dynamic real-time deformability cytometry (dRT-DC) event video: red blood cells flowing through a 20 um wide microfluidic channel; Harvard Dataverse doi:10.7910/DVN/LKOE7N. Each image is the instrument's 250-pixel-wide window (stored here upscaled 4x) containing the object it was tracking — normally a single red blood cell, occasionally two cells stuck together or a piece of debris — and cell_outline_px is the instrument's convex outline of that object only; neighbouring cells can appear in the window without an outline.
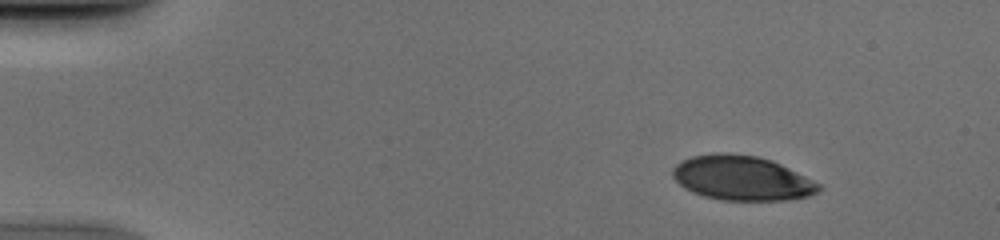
{"species": "human", "species_latin": "Homo sapiens", "temperature_condition": "cold", "stored_images_in_passage": 52, "camera_frame_rate_fps": 3000, "um_per_image_px": 0.085, "donor": {"sex": "male"}, "frame": {"image": 1, "passage_image": 7, "time_ms": 2.0, "image_size_px": [1000, 240], "cell_outline_px": [[820, 188], [816, 192], [808, 196], [788, 200], [720, 200], [704, 196], [692, 192], [684, 188], [672, 176], [672, 168], [680, 160], [692, 156], [716, 152], [724, 152], [756, 156], [772, 160], [820, 184]], "centroid_in_image_um": [63.0, 15.13], "position_along_channel_um": 22.0, "area_um2": 37.86}}
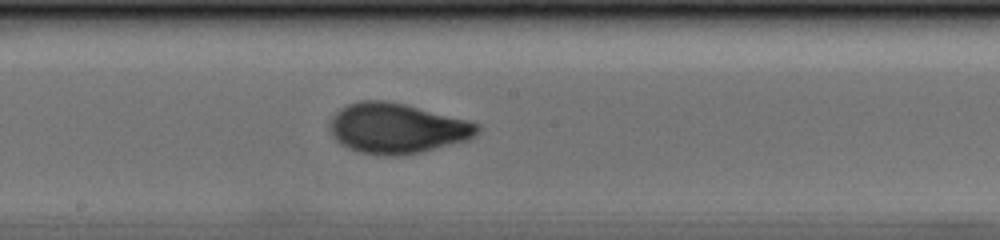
{"frame": {"image": 2, "passage_image": 29, "time_ms": 9.333, "image_size_px": [1000, 240], "cell_outline_px": [[480, 132], [476, 136], [468, 140], [420, 152], [396, 156], [384, 156], [360, 152], [348, 148], [340, 144], [336, 140], [332, 132], [332, 116], [340, 108], [348, 104], [360, 100], [384, 100], [404, 104], [468, 120], [480, 124]], "centroid_in_image_um": [33.77, 10.91], "position_along_channel_um": 214.4, "area_um2": 43.0}}
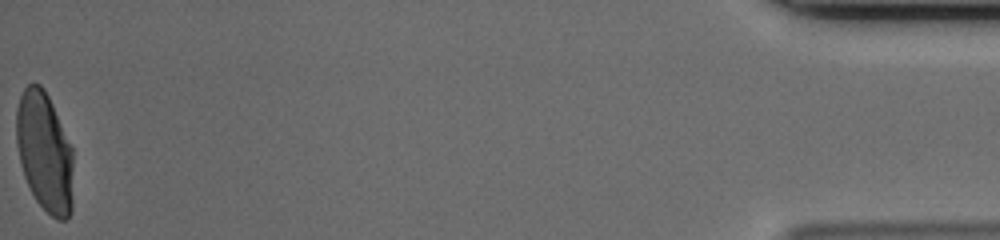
{"frame": {"image": 3, "passage_image": 52, "time_ms": 17.0, "image_size_px": [1000, 240], "cell_outline_px": [[72, 212], [64, 220], [56, 220], [36, 200], [24, 176], [20, 164], [16, 144], [16, 108], [20, 96], [24, 88], [28, 84], [40, 84], [44, 88], [52, 104], [72, 148]], "centroid_in_image_um": [3.77, 12.91], "position_along_channel_um": 431.4, "area_um2": 39.59}}